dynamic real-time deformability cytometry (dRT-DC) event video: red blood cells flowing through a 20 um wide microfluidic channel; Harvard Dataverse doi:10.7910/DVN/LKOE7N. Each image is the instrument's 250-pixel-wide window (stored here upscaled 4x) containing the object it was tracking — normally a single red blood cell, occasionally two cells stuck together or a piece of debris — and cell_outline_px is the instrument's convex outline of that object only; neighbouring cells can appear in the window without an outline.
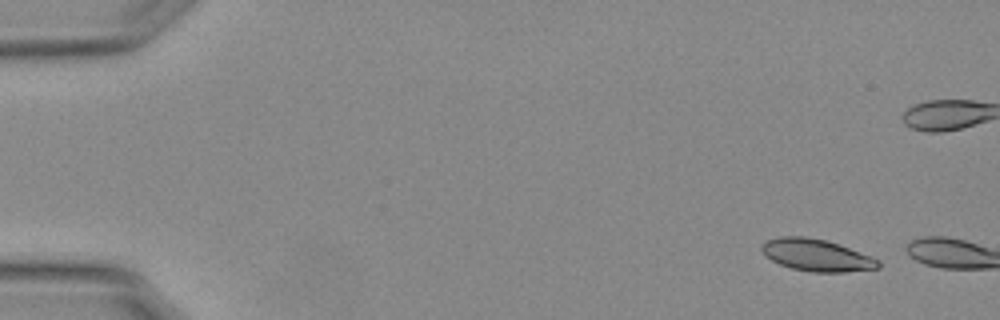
{"species": "Egyptian fruit bat (a non-hibernating species)", "species_latin": "Rousettus aegyptiacus", "temperature_condition": "warm", "stored_images_in_passage": 5, "camera_frame_rate_fps": 3000, "um_per_image_px": 0.085, "animal": {"sex": "female"}, "frame": {"image": 1, "passage_image": 3, "time_ms": 0.667, "image_size_px": [1000, 320], "cell_outline_px": [[880, 268], [844, 272], [812, 272], [792, 268], [780, 264], [764, 256], [760, 248], [760, 244], [764, 240], [780, 236], [808, 236], [828, 240], [872, 256], [880, 260]], "centroid_in_image_um": [69.38, 21.67], "position_along_channel_um": 15.6, "area_um2": 22.14}}